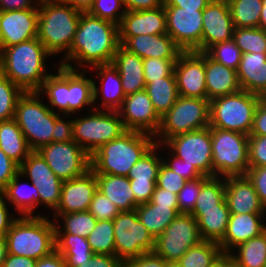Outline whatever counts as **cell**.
Masks as SVG:
<instances>
[{
    "label": "cell",
    "instance_id": "cell-1",
    "mask_svg": "<svg viewBox=\"0 0 266 267\" xmlns=\"http://www.w3.org/2000/svg\"><path fill=\"white\" fill-rule=\"evenodd\" d=\"M119 46L117 24L82 12L70 50L59 59V65L87 70L98 64L112 63Z\"/></svg>",
    "mask_w": 266,
    "mask_h": 267
},
{
    "label": "cell",
    "instance_id": "cell-2",
    "mask_svg": "<svg viewBox=\"0 0 266 267\" xmlns=\"http://www.w3.org/2000/svg\"><path fill=\"white\" fill-rule=\"evenodd\" d=\"M53 57L45 46L34 38L0 49V73L24 92L38 91L48 73L46 61Z\"/></svg>",
    "mask_w": 266,
    "mask_h": 267
},
{
    "label": "cell",
    "instance_id": "cell-3",
    "mask_svg": "<svg viewBox=\"0 0 266 267\" xmlns=\"http://www.w3.org/2000/svg\"><path fill=\"white\" fill-rule=\"evenodd\" d=\"M81 11L58 0H39L38 40L52 56L63 58L73 43Z\"/></svg>",
    "mask_w": 266,
    "mask_h": 267
},
{
    "label": "cell",
    "instance_id": "cell-4",
    "mask_svg": "<svg viewBox=\"0 0 266 267\" xmlns=\"http://www.w3.org/2000/svg\"><path fill=\"white\" fill-rule=\"evenodd\" d=\"M154 144V136L127 130L120 137L102 145L90 156L91 170L95 174L127 177L131 167Z\"/></svg>",
    "mask_w": 266,
    "mask_h": 267
},
{
    "label": "cell",
    "instance_id": "cell-5",
    "mask_svg": "<svg viewBox=\"0 0 266 267\" xmlns=\"http://www.w3.org/2000/svg\"><path fill=\"white\" fill-rule=\"evenodd\" d=\"M48 215L18 216L5 235L7 253L38 260L55 251V225Z\"/></svg>",
    "mask_w": 266,
    "mask_h": 267
},
{
    "label": "cell",
    "instance_id": "cell-6",
    "mask_svg": "<svg viewBox=\"0 0 266 267\" xmlns=\"http://www.w3.org/2000/svg\"><path fill=\"white\" fill-rule=\"evenodd\" d=\"M44 97L37 91L24 92L17 100L14 120L21 129L32 151L53 142L55 120L60 115L53 112Z\"/></svg>",
    "mask_w": 266,
    "mask_h": 267
},
{
    "label": "cell",
    "instance_id": "cell-7",
    "mask_svg": "<svg viewBox=\"0 0 266 267\" xmlns=\"http://www.w3.org/2000/svg\"><path fill=\"white\" fill-rule=\"evenodd\" d=\"M213 176H246L249 169V135L210 127Z\"/></svg>",
    "mask_w": 266,
    "mask_h": 267
},
{
    "label": "cell",
    "instance_id": "cell-8",
    "mask_svg": "<svg viewBox=\"0 0 266 267\" xmlns=\"http://www.w3.org/2000/svg\"><path fill=\"white\" fill-rule=\"evenodd\" d=\"M260 97L241 90L210 100L209 126L249 135Z\"/></svg>",
    "mask_w": 266,
    "mask_h": 267
},
{
    "label": "cell",
    "instance_id": "cell-9",
    "mask_svg": "<svg viewBox=\"0 0 266 267\" xmlns=\"http://www.w3.org/2000/svg\"><path fill=\"white\" fill-rule=\"evenodd\" d=\"M210 101L203 98L180 96L160 120L155 144L190 131L209 127Z\"/></svg>",
    "mask_w": 266,
    "mask_h": 267
},
{
    "label": "cell",
    "instance_id": "cell-10",
    "mask_svg": "<svg viewBox=\"0 0 266 267\" xmlns=\"http://www.w3.org/2000/svg\"><path fill=\"white\" fill-rule=\"evenodd\" d=\"M126 131L118 111L92 109L84 117H73L74 141L90 156Z\"/></svg>",
    "mask_w": 266,
    "mask_h": 267
},
{
    "label": "cell",
    "instance_id": "cell-11",
    "mask_svg": "<svg viewBox=\"0 0 266 267\" xmlns=\"http://www.w3.org/2000/svg\"><path fill=\"white\" fill-rule=\"evenodd\" d=\"M115 256L123 263L151 253L155 239L138 219L136 210L120 212L113 219Z\"/></svg>",
    "mask_w": 266,
    "mask_h": 267
},
{
    "label": "cell",
    "instance_id": "cell-12",
    "mask_svg": "<svg viewBox=\"0 0 266 267\" xmlns=\"http://www.w3.org/2000/svg\"><path fill=\"white\" fill-rule=\"evenodd\" d=\"M162 148L182 159L204 176L213 177L210 126L167 139Z\"/></svg>",
    "mask_w": 266,
    "mask_h": 267
},
{
    "label": "cell",
    "instance_id": "cell-13",
    "mask_svg": "<svg viewBox=\"0 0 266 267\" xmlns=\"http://www.w3.org/2000/svg\"><path fill=\"white\" fill-rule=\"evenodd\" d=\"M201 241L196 219L191 214H179L155 239L153 252L167 262H175Z\"/></svg>",
    "mask_w": 266,
    "mask_h": 267
},
{
    "label": "cell",
    "instance_id": "cell-14",
    "mask_svg": "<svg viewBox=\"0 0 266 267\" xmlns=\"http://www.w3.org/2000/svg\"><path fill=\"white\" fill-rule=\"evenodd\" d=\"M37 151L62 181L82 176L91 169L90 155L75 141L51 142Z\"/></svg>",
    "mask_w": 266,
    "mask_h": 267
},
{
    "label": "cell",
    "instance_id": "cell-15",
    "mask_svg": "<svg viewBox=\"0 0 266 267\" xmlns=\"http://www.w3.org/2000/svg\"><path fill=\"white\" fill-rule=\"evenodd\" d=\"M167 34L182 51L201 52L204 9L164 6Z\"/></svg>",
    "mask_w": 266,
    "mask_h": 267
},
{
    "label": "cell",
    "instance_id": "cell-16",
    "mask_svg": "<svg viewBox=\"0 0 266 267\" xmlns=\"http://www.w3.org/2000/svg\"><path fill=\"white\" fill-rule=\"evenodd\" d=\"M19 173L33 183L40 195V206L51 210L60 203L63 181L58 178L38 151H32L19 166Z\"/></svg>",
    "mask_w": 266,
    "mask_h": 267
},
{
    "label": "cell",
    "instance_id": "cell-17",
    "mask_svg": "<svg viewBox=\"0 0 266 267\" xmlns=\"http://www.w3.org/2000/svg\"><path fill=\"white\" fill-rule=\"evenodd\" d=\"M174 74L180 96L207 99L204 52L182 51L176 60Z\"/></svg>",
    "mask_w": 266,
    "mask_h": 267
},
{
    "label": "cell",
    "instance_id": "cell-18",
    "mask_svg": "<svg viewBox=\"0 0 266 267\" xmlns=\"http://www.w3.org/2000/svg\"><path fill=\"white\" fill-rule=\"evenodd\" d=\"M118 112L126 130L155 136L159 129L161 117L145 90L127 95Z\"/></svg>",
    "mask_w": 266,
    "mask_h": 267
},
{
    "label": "cell",
    "instance_id": "cell-19",
    "mask_svg": "<svg viewBox=\"0 0 266 267\" xmlns=\"http://www.w3.org/2000/svg\"><path fill=\"white\" fill-rule=\"evenodd\" d=\"M38 34V8L0 11V49L32 40Z\"/></svg>",
    "mask_w": 266,
    "mask_h": 267
},
{
    "label": "cell",
    "instance_id": "cell-20",
    "mask_svg": "<svg viewBox=\"0 0 266 267\" xmlns=\"http://www.w3.org/2000/svg\"><path fill=\"white\" fill-rule=\"evenodd\" d=\"M201 52L233 38L234 24L227 0H211L202 14Z\"/></svg>",
    "mask_w": 266,
    "mask_h": 267
},
{
    "label": "cell",
    "instance_id": "cell-21",
    "mask_svg": "<svg viewBox=\"0 0 266 267\" xmlns=\"http://www.w3.org/2000/svg\"><path fill=\"white\" fill-rule=\"evenodd\" d=\"M95 71L93 77V101L94 109L96 110H107V111H118L125 99V93L122 88L121 78L117 68L112 63L98 64L89 70ZM99 81V85L96 81ZM100 98V99H99ZM101 100L100 104H97V100ZM99 105V106H96Z\"/></svg>",
    "mask_w": 266,
    "mask_h": 267
},
{
    "label": "cell",
    "instance_id": "cell-22",
    "mask_svg": "<svg viewBox=\"0 0 266 267\" xmlns=\"http://www.w3.org/2000/svg\"><path fill=\"white\" fill-rule=\"evenodd\" d=\"M118 28L120 45L133 36L166 34L164 6L148 10L126 11Z\"/></svg>",
    "mask_w": 266,
    "mask_h": 267
},
{
    "label": "cell",
    "instance_id": "cell-23",
    "mask_svg": "<svg viewBox=\"0 0 266 267\" xmlns=\"http://www.w3.org/2000/svg\"><path fill=\"white\" fill-rule=\"evenodd\" d=\"M96 191V174L91 169L82 176L63 181L60 203L53 213L88 211Z\"/></svg>",
    "mask_w": 266,
    "mask_h": 267
},
{
    "label": "cell",
    "instance_id": "cell-24",
    "mask_svg": "<svg viewBox=\"0 0 266 267\" xmlns=\"http://www.w3.org/2000/svg\"><path fill=\"white\" fill-rule=\"evenodd\" d=\"M266 213L230 214L226 234L219 243L223 254H229L240 244L266 230Z\"/></svg>",
    "mask_w": 266,
    "mask_h": 267
},
{
    "label": "cell",
    "instance_id": "cell-25",
    "mask_svg": "<svg viewBox=\"0 0 266 267\" xmlns=\"http://www.w3.org/2000/svg\"><path fill=\"white\" fill-rule=\"evenodd\" d=\"M225 201L231 214L266 213L247 176L225 177Z\"/></svg>",
    "mask_w": 266,
    "mask_h": 267
},
{
    "label": "cell",
    "instance_id": "cell-26",
    "mask_svg": "<svg viewBox=\"0 0 266 267\" xmlns=\"http://www.w3.org/2000/svg\"><path fill=\"white\" fill-rule=\"evenodd\" d=\"M122 46L142 59H177L182 52L167 33L129 37Z\"/></svg>",
    "mask_w": 266,
    "mask_h": 267
},
{
    "label": "cell",
    "instance_id": "cell-27",
    "mask_svg": "<svg viewBox=\"0 0 266 267\" xmlns=\"http://www.w3.org/2000/svg\"><path fill=\"white\" fill-rule=\"evenodd\" d=\"M22 178V174L18 173L1 191L2 195L15 208L17 216H44L40 212L34 214L35 209L40 206V195L36 186L28 180L22 183Z\"/></svg>",
    "mask_w": 266,
    "mask_h": 267
},
{
    "label": "cell",
    "instance_id": "cell-28",
    "mask_svg": "<svg viewBox=\"0 0 266 267\" xmlns=\"http://www.w3.org/2000/svg\"><path fill=\"white\" fill-rule=\"evenodd\" d=\"M236 71L242 90L266 97V53H243Z\"/></svg>",
    "mask_w": 266,
    "mask_h": 267
},
{
    "label": "cell",
    "instance_id": "cell-29",
    "mask_svg": "<svg viewBox=\"0 0 266 267\" xmlns=\"http://www.w3.org/2000/svg\"><path fill=\"white\" fill-rule=\"evenodd\" d=\"M112 64L117 68L125 96L145 90L143 59L120 45Z\"/></svg>",
    "mask_w": 266,
    "mask_h": 267
},
{
    "label": "cell",
    "instance_id": "cell-30",
    "mask_svg": "<svg viewBox=\"0 0 266 267\" xmlns=\"http://www.w3.org/2000/svg\"><path fill=\"white\" fill-rule=\"evenodd\" d=\"M205 83L207 99L231 95L241 91L237 71L219 64L205 54Z\"/></svg>",
    "mask_w": 266,
    "mask_h": 267
},
{
    "label": "cell",
    "instance_id": "cell-31",
    "mask_svg": "<svg viewBox=\"0 0 266 267\" xmlns=\"http://www.w3.org/2000/svg\"><path fill=\"white\" fill-rule=\"evenodd\" d=\"M230 211L226 201L210 209H193L191 215L196 219L202 240L220 243L227 230Z\"/></svg>",
    "mask_w": 266,
    "mask_h": 267
},
{
    "label": "cell",
    "instance_id": "cell-32",
    "mask_svg": "<svg viewBox=\"0 0 266 267\" xmlns=\"http://www.w3.org/2000/svg\"><path fill=\"white\" fill-rule=\"evenodd\" d=\"M89 72L88 69L68 68V115H77L79 111L78 115L80 116V110H86L87 107V111L94 109L93 78L90 79L87 76Z\"/></svg>",
    "mask_w": 266,
    "mask_h": 267
},
{
    "label": "cell",
    "instance_id": "cell-33",
    "mask_svg": "<svg viewBox=\"0 0 266 267\" xmlns=\"http://www.w3.org/2000/svg\"><path fill=\"white\" fill-rule=\"evenodd\" d=\"M97 190L109 198L120 212L138 207L129 178L110 174H96Z\"/></svg>",
    "mask_w": 266,
    "mask_h": 267
},
{
    "label": "cell",
    "instance_id": "cell-34",
    "mask_svg": "<svg viewBox=\"0 0 266 267\" xmlns=\"http://www.w3.org/2000/svg\"><path fill=\"white\" fill-rule=\"evenodd\" d=\"M55 70L57 72L51 73L37 92L48 98V107L53 112L68 115V68L57 65Z\"/></svg>",
    "mask_w": 266,
    "mask_h": 267
},
{
    "label": "cell",
    "instance_id": "cell-35",
    "mask_svg": "<svg viewBox=\"0 0 266 267\" xmlns=\"http://www.w3.org/2000/svg\"><path fill=\"white\" fill-rule=\"evenodd\" d=\"M138 219L156 239L180 214L178 206L157 205L150 202L139 204L135 209Z\"/></svg>",
    "mask_w": 266,
    "mask_h": 267
},
{
    "label": "cell",
    "instance_id": "cell-36",
    "mask_svg": "<svg viewBox=\"0 0 266 267\" xmlns=\"http://www.w3.org/2000/svg\"><path fill=\"white\" fill-rule=\"evenodd\" d=\"M0 148L19 166L32 152L14 119L0 122Z\"/></svg>",
    "mask_w": 266,
    "mask_h": 267
},
{
    "label": "cell",
    "instance_id": "cell-37",
    "mask_svg": "<svg viewBox=\"0 0 266 267\" xmlns=\"http://www.w3.org/2000/svg\"><path fill=\"white\" fill-rule=\"evenodd\" d=\"M56 250L63 256L66 267H78L90 261L94 252L88 239L70 233H55Z\"/></svg>",
    "mask_w": 266,
    "mask_h": 267
},
{
    "label": "cell",
    "instance_id": "cell-38",
    "mask_svg": "<svg viewBox=\"0 0 266 267\" xmlns=\"http://www.w3.org/2000/svg\"><path fill=\"white\" fill-rule=\"evenodd\" d=\"M145 91L160 117L169 111L179 97L175 75L146 83Z\"/></svg>",
    "mask_w": 266,
    "mask_h": 267
},
{
    "label": "cell",
    "instance_id": "cell-39",
    "mask_svg": "<svg viewBox=\"0 0 266 267\" xmlns=\"http://www.w3.org/2000/svg\"><path fill=\"white\" fill-rule=\"evenodd\" d=\"M52 215L55 233H70L84 238L89 236L97 222V219L89 211L52 213Z\"/></svg>",
    "mask_w": 266,
    "mask_h": 267
},
{
    "label": "cell",
    "instance_id": "cell-40",
    "mask_svg": "<svg viewBox=\"0 0 266 267\" xmlns=\"http://www.w3.org/2000/svg\"><path fill=\"white\" fill-rule=\"evenodd\" d=\"M229 255L243 267H266V230L234 248Z\"/></svg>",
    "mask_w": 266,
    "mask_h": 267
},
{
    "label": "cell",
    "instance_id": "cell-41",
    "mask_svg": "<svg viewBox=\"0 0 266 267\" xmlns=\"http://www.w3.org/2000/svg\"><path fill=\"white\" fill-rule=\"evenodd\" d=\"M235 28L259 26L262 0H227Z\"/></svg>",
    "mask_w": 266,
    "mask_h": 267
},
{
    "label": "cell",
    "instance_id": "cell-42",
    "mask_svg": "<svg viewBox=\"0 0 266 267\" xmlns=\"http://www.w3.org/2000/svg\"><path fill=\"white\" fill-rule=\"evenodd\" d=\"M222 254L218 243L202 240L191 247L178 262L183 267H211Z\"/></svg>",
    "mask_w": 266,
    "mask_h": 267
},
{
    "label": "cell",
    "instance_id": "cell-43",
    "mask_svg": "<svg viewBox=\"0 0 266 267\" xmlns=\"http://www.w3.org/2000/svg\"><path fill=\"white\" fill-rule=\"evenodd\" d=\"M162 144H154L129 170L127 177L142 181H157L162 163ZM161 150V151H160ZM160 155V156H159Z\"/></svg>",
    "mask_w": 266,
    "mask_h": 267
},
{
    "label": "cell",
    "instance_id": "cell-44",
    "mask_svg": "<svg viewBox=\"0 0 266 267\" xmlns=\"http://www.w3.org/2000/svg\"><path fill=\"white\" fill-rule=\"evenodd\" d=\"M225 202V177L202 176V186L194 209L217 208Z\"/></svg>",
    "mask_w": 266,
    "mask_h": 267
},
{
    "label": "cell",
    "instance_id": "cell-45",
    "mask_svg": "<svg viewBox=\"0 0 266 267\" xmlns=\"http://www.w3.org/2000/svg\"><path fill=\"white\" fill-rule=\"evenodd\" d=\"M87 239L94 254L115 255L113 220L97 221Z\"/></svg>",
    "mask_w": 266,
    "mask_h": 267
},
{
    "label": "cell",
    "instance_id": "cell-46",
    "mask_svg": "<svg viewBox=\"0 0 266 267\" xmlns=\"http://www.w3.org/2000/svg\"><path fill=\"white\" fill-rule=\"evenodd\" d=\"M241 53H266V31L255 28H235L232 38Z\"/></svg>",
    "mask_w": 266,
    "mask_h": 267
},
{
    "label": "cell",
    "instance_id": "cell-47",
    "mask_svg": "<svg viewBox=\"0 0 266 267\" xmlns=\"http://www.w3.org/2000/svg\"><path fill=\"white\" fill-rule=\"evenodd\" d=\"M213 61L237 70L241 61V50L233 39L216 43L204 52Z\"/></svg>",
    "mask_w": 266,
    "mask_h": 267
},
{
    "label": "cell",
    "instance_id": "cell-48",
    "mask_svg": "<svg viewBox=\"0 0 266 267\" xmlns=\"http://www.w3.org/2000/svg\"><path fill=\"white\" fill-rule=\"evenodd\" d=\"M24 91L0 73V122L14 118L18 98Z\"/></svg>",
    "mask_w": 266,
    "mask_h": 267
},
{
    "label": "cell",
    "instance_id": "cell-49",
    "mask_svg": "<svg viewBox=\"0 0 266 267\" xmlns=\"http://www.w3.org/2000/svg\"><path fill=\"white\" fill-rule=\"evenodd\" d=\"M125 8L122 0H94L88 13L94 17L120 24L125 15Z\"/></svg>",
    "mask_w": 266,
    "mask_h": 267
},
{
    "label": "cell",
    "instance_id": "cell-50",
    "mask_svg": "<svg viewBox=\"0 0 266 267\" xmlns=\"http://www.w3.org/2000/svg\"><path fill=\"white\" fill-rule=\"evenodd\" d=\"M177 59L146 58L143 59V72L146 83L174 74Z\"/></svg>",
    "mask_w": 266,
    "mask_h": 267
},
{
    "label": "cell",
    "instance_id": "cell-51",
    "mask_svg": "<svg viewBox=\"0 0 266 267\" xmlns=\"http://www.w3.org/2000/svg\"><path fill=\"white\" fill-rule=\"evenodd\" d=\"M202 186V177L186 181L184 187L177 195L180 214H191L193 212L198 195Z\"/></svg>",
    "mask_w": 266,
    "mask_h": 267
},
{
    "label": "cell",
    "instance_id": "cell-52",
    "mask_svg": "<svg viewBox=\"0 0 266 267\" xmlns=\"http://www.w3.org/2000/svg\"><path fill=\"white\" fill-rule=\"evenodd\" d=\"M88 211L97 221L113 220L120 213L116 205L98 190L94 193Z\"/></svg>",
    "mask_w": 266,
    "mask_h": 267
},
{
    "label": "cell",
    "instance_id": "cell-53",
    "mask_svg": "<svg viewBox=\"0 0 266 267\" xmlns=\"http://www.w3.org/2000/svg\"><path fill=\"white\" fill-rule=\"evenodd\" d=\"M186 181L187 179L178 175L163 162L161 163L158 170L156 187L169 190L178 195L179 191L184 187Z\"/></svg>",
    "mask_w": 266,
    "mask_h": 267
},
{
    "label": "cell",
    "instance_id": "cell-54",
    "mask_svg": "<svg viewBox=\"0 0 266 267\" xmlns=\"http://www.w3.org/2000/svg\"><path fill=\"white\" fill-rule=\"evenodd\" d=\"M249 167L266 166V136L249 135Z\"/></svg>",
    "mask_w": 266,
    "mask_h": 267
},
{
    "label": "cell",
    "instance_id": "cell-55",
    "mask_svg": "<svg viewBox=\"0 0 266 267\" xmlns=\"http://www.w3.org/2000/svg\"><path fill=\"white\" fill-rule=\"evenodd\" d=\"M167 156H162V162L175 171L178 175L181 177H184L188 180H195L203 175L196 169L195 166H190L187 163H185L182 159L178 158L177 156L173 155L171 152L169 153V150L167 151ZM170 156H169V155ZM167 157V158H166ZM169 158V159H168Z\"/></svg>",
    "mask_w": 266,
    "mask_h": 267
},
{
    "label": "cell",
    "instance_id": "cell-56",
    "mask_svg": "<svg viewBox=\"0 0 266 267\" xmlns=\"http://www.w3.org/2000/svg\"><path fill=\"white\" fill-rule=\"evenodd\" d=\"M69 117H72V115L60 114L56 118L55 131L53 132V142L74 141V138H73V117L71 119H68Z\"/></svg>",
    "mask_w": 266,
    "mask_h": 267
},
{
    "label": "cell",
    "instance_id": "cell-57",
    "mask_svg": "<svg viewBox=\"0 0 266 267\" xmlns=\"http://www.w3.org/2000/svg\"><path fill=\"white\" fill-rule=\"evenodd\" d=\"M246 176L253 183L259 200L266 210V166L249 167Z\"/></svg>",
    "mask_w": 266,
    "mask_h": 267
},
{
    "label": "cell",
    "instance_id": "cell-58",
    "mask_svg": "<svg viewBox=\"0 0 266 267\" xmlns=\"http://www.w3.org/2000/svg\"><path fill=\"white\" fill-rule=\"evenodd\" d=\"M19 173V165L0 148V192Z\"/></svg>",
    "mask_w": 266,
    "mask_h": 267
},
{
    "label": "cell",
    "instance_id": "cell-59",
    "mask_svg": "<svg viewBox=\"0 0 266 267\" xmlns=\"http://www.w3.org/2000/svg\"><path fill=\"white\" fill-rule=\"evenodd\" d=\"M129 181L138 204L147 203L151 200L156 187V181H142L137 179H129Z\"/></svg>",
    "mask_w": 266,
    "mask_h": 267
},
{
    "label": "cell",
    "instance_id": "cell-60",
    "mask_svg": "<svg viewBox=\"0 0 266 267\" xmlns=\"http://www.w3.org/2000/svg\"><path fill=\"white\" fill-rule=\"evenodd\" d=\"M249 135L266 136V97H260Z\"/></svg>",
    "mask_w": 266,
    "mask_h": 267
},
{
    "label": "cell",
    "instance_id": "cell-61",
    "mask_svg": "<svg viewBox=\"0 0 266 267\" xmlns=\"http://www.w3.org/2000/svg\"><path fill=\"white\" fill-rule=\"evenodd\" d=\"M130 267H167V261L154 252L145 253L127 262Z\"/></svg>",
    "mask_w": 266,
    "mask_h": 267
},
{
    "label": "cell",
    "instance_id": "cell-62",
    "mask_svg": "<svg viewBox=\"0 0 266 267\" xmlns=\"http://www.w3.org/2000/svg\"><path fill=\"white\" fill-rule=\"evenodd\" d=\"M8 207H10L9 203L6 201L5 197L0 192V236L6 235V233L10 229L11 224L18 217L15 216L16 213H11L9 210L12 209Z\"/></svg>",
    "mask_w": 266,
    "mask_h": 267
},
{
    "label": "cell",
    "instance_id": "cell-63",
    "mask_svg": "<svg viewBox=\"0 0 266 267\" xmlns=\"http://www.w3.org/2000/svg\"><path fill=\"white\" fill-rule=\"evenodd\" d=\"M123 262L115 255L94 254L90 261H86L78 267H121Z\"/></svg>",
    "mask_w": 266,
    "mask_h": 267
},
{
    "label": "cell",
    "instance_id": "cell-64",
    "mask_svg": "<svg viewBox=\"0 0 266 267\" xmlns=\"http://www.w3.org/2000/svg\"><path fill=\"white\" fill-rule=\"evenodd\" d=\"M149 202L164 206H178L177 194L159 187H155Z\"/></svg>",
    "mask_w": 266,
    "mask_h": 267
},
{
    "label": "cell",
    "instance_id": "cell-65",
    "mask_svg": "<svg viewBox=\"0 0 266 267\" xmlns=\"http://www.w3.org/2000/svg\"><path fill=\"white\" fill-rule=\"evenodd\" d=\"M126 11L155 9L164 6V0H122Z\"/></svg>",
    "mask_w": 266,
    "mask_h": 267
},
{
    "label": "cell",
    "instance_id": "cell-66",
    "mask_svg": "<svg viewBox=\"0 0 266 267\" xmlns=\"http://www.w3.org/2000/svg\"><path fill=\"white\" fill-rule=\"evenodd\" d=\"M39 0H1L0 11L38 8Z\"/></svg>",
    "mask_w": 266,
    "mask_h": 267
},
{
    "label": "cell",
    "instance_id": "cell-67",
    "mask_svg": "<svg viewBox=\"0 0 266 267\" xmlns=\"http://www.w3.org/2000/svg\"><path fill=\"white\" fill-rule=\"evenodd\" d=\"M34 267H66V264L63 256L55 250L50 255L36 260Z\"/></svg>",
    "mask_w": 266,
    "mask_h": 267
},
{
    "label": "cell",
    "instance_id": "cell-68",
    "mask_svg": "<svg viewBox=\"0 0 266 267\" xmlns=\"http://www.w3.org/2000/svg\"><path fill=\"white\" fill-rule=\"evenodd\" d=\"M211 0H164V6L186 9H205Z\"/></svg>",
    "mask_w": 266,
    "mask_h": 267
},
{
    "label": "cell",
    "instance_id": "cell-69",
    "mask_svg": "<svg viewBox=\"0 0 266 267\" xmlns=\"http://www.w3.org/2000/svg\"><path fill=\"white\" fill-rule=\"evenodd\" d=\"M35 259L7 253L2 267H34Z\"/></svg>",
    "mask_w": 266,
    "mask_h": 267
},
{
    "label": "cell",
    "instance_id": "cell-70",
    "mask_svg": "<svg viewBox=\"0 0 266 267\" xmlns=\"http://www.w3.org/2000/svg\"><path fill=\"white\" fill-rule=\"evenodd\" d=\"M58 1L68 3L81 12H88L94 2V0H58Z\"/></svg>",
    "mask_w": 266,
    "mask_h": 267
},
{
    "label": "cell",
    "instance_id": "cell-71",
    "mask_svg": "<svg viewBox=\"0 0 266 267\" xmlns=\"http://www.w3.org/2000/svg\"><path fill=\"white\" fill-rule=\"evenodd\" d=\"M7 256V243L5 236H0V267H2L3 262Z\"/></svg>",
    "mask_w": 266,
    "mask_h": 267
},
{
    "label": "cell",
    "instance_id": "cell-72",
    "mask_svg": "<svg viewBox=\"0 0 266 267\" xmlns=\"http://www.w3.org/2000/svg\"><path fill=\"white\" fill-rule=\"evenodd\" d=\"M263 8L261 9L259 28L266 31V0H262Z\"/></svg>",
    "mask_w": 266,
    "mask_h": 267
},
{
    "label": "cell",
    "instance_id": "cell-73",
    "mask_svg": "<svg viewBox=\"0 0 266 267\" xmlns=\"http://www.w3.org/2000/svg\"><path fill=\"white\" fill-rule=\"evenodd\" d=\"M211 267H227V254H222Z\"/></svg>",
    "mask_w": 266,
    "mask_h": 267
},
{
    "label": "cell",
    "instance_id": "cell-74",
    "mask_svg": "<svg viewBox=\"0 0 266 267\" xmlns=\"http://www.w3.org/2000/svg\"><path fill=\"white\" fill-rule=\"evenodd\" d=\"M227 267H243L234 258L227 254Z\"/></svg>",
    "mask_w": 266,
    "mask_h": 267
},
{
    "label": "cell",
    "instance_id": "cell-75",
    "mask_svg": "<svg viewBox=\"0 0 266 267\" xmlns=\"http://www.w3.org/2000/svg\"><path fill=\"white\" fill-rule=\"evenodd\" d=\"M167 267H183L178 261L167 262Z\"/></svg>",
    "mask_w": 266,
    "mask_h": 267
},
{
    "label": "cell",
    "instance_id": "cell-76",
    "mask_svg": "<svg viewBox=\"0 0 266 267\" xmlns=\"http://www.w3.org/2000/svg\"><path fill=\"white\" fill-rule=\"evenodd\" d=\"M121 267H130L127 263H123Z\"/></svg>",
    "mask_w": 266,
    "mask_h": 267
}]
</instances>
